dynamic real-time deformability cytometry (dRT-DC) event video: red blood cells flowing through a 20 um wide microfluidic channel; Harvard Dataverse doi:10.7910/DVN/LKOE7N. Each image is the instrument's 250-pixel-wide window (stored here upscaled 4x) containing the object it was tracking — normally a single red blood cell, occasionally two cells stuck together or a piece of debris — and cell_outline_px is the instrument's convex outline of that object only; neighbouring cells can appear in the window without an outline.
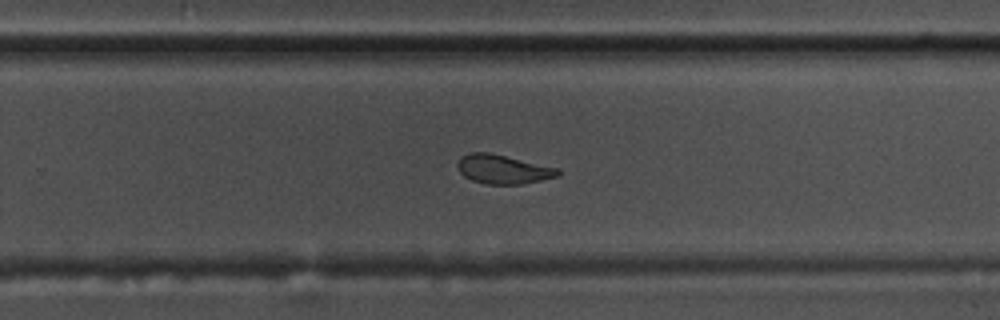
{"species": "common noctule bat (a hibernating species)", "species_latin": "Nyctalus noctula", "temperature_condition": "warm", "stored_images_in_passage": 58, "camera_frame_rate_fps": 3000, "um_per_image_px": 0.085, "animal": {"sex": "male", "body_mass_g": 17.5, "forearm_length_mm": 52.3}, "frame": {"image": 1, "passage_image": 38, "time_ms": 12.333, "image_size_px": [1000, 320], "cell_outline_px": [[560, 176], [520, 184], [484, 184], [472, 180], [464, 176], [456, 168], [456, 164], [460, 156], [472, 152], [488, 152], [560, 168]], "centroid_in_image_um": [42.74, 14.38], "position_along_channel_um": 287.1, "area_um2": 17.11}}
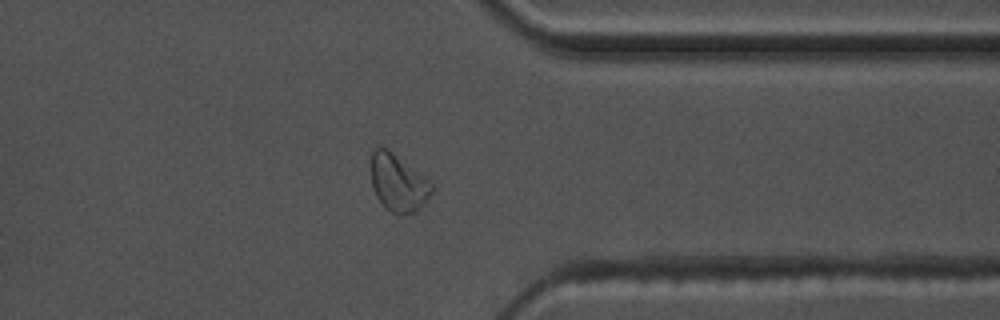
{"frame": {"image": 2, "passage_image": 46, "time_ms": 15.0, "image_size_px": [1000, 320], "cell_outline_px": [[436, 188], [424, 204], [416, 212], [400, 216], [384, 208], [376, 196], [372, 188], [372, 152], [376, 148], [384, 148], [392, 152], [432, 184]], "centroid_in_image_um": [33.85, 15.62], "position_along_channel_um": 377.5, "area_um2": 20.0}}
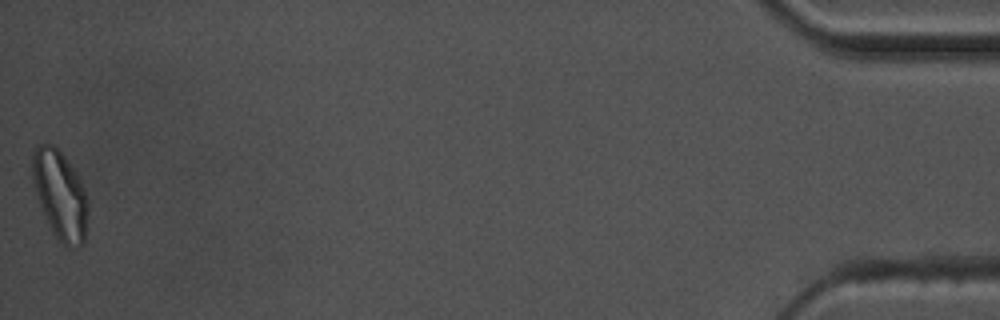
{"frame": {"image": 3, "passage_image": 58, "time_ms": 19.0, "image_size_px": [1000, 320], "cell_outline_px": [[88, 212], [84, 244], [80, 248], [76, 248], [64, 244], [52, 232], [44, 216], [36, 196], [32, 184], [32, 156], [36, 144], [52, 144], [64, 156], [76, 176], [88, 200]], "centroid_in_image_um": [5.08, 16.6], "position_along_channel_um": 430.1, "area_um2": 28.5}, "authors_computed_cell_mechanics": {"area_um2": 17.9758, "velocity_mm_per_s": 3.5856, "shape_relaxation_time_tau1_ms": null, "shape_relaxation_time_tau2_ms": 3.227, "deformation_change_tau1": null, "deformation_change_tau2": 0.089}}